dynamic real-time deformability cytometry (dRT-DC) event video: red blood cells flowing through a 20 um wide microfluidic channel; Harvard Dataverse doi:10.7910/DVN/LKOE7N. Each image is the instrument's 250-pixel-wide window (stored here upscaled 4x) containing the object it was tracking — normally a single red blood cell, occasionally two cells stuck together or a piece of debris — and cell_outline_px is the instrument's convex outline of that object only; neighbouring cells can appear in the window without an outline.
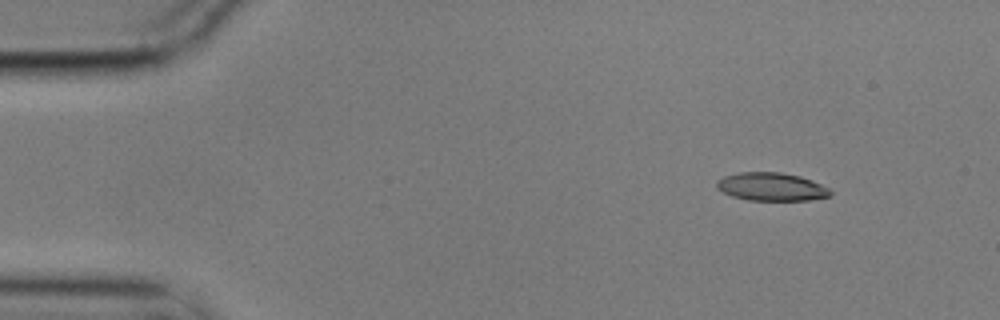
{"species": "common noctule bat (a hibernating species)", "species_latin": "Nyctalus noctula", "temperature_condition": "cold", "stored_images_in_passage": 5, "camera_frame_rate_fps": 3000, "um_per_image_px": 0.085, "animal": {"sex": "male", "body_mass_g": 17.9}, "frame": {"image": 1, "passage_image": 2, "time_ms": 0.333, "image_size_px": [1000, 320], "cell_outline_px": [[832, 196], [808, 200], [748, 200], [732, 196], [716, 188], [716, 180], [724, 176], [740, 172], [780, 172], [800, 176], [812, 180], [828, 188], [832, 192]], "centroid_in_image_um": [65.57, 15.87], "position_along_channel_um": 19.4, "area_um2": 18.67}}
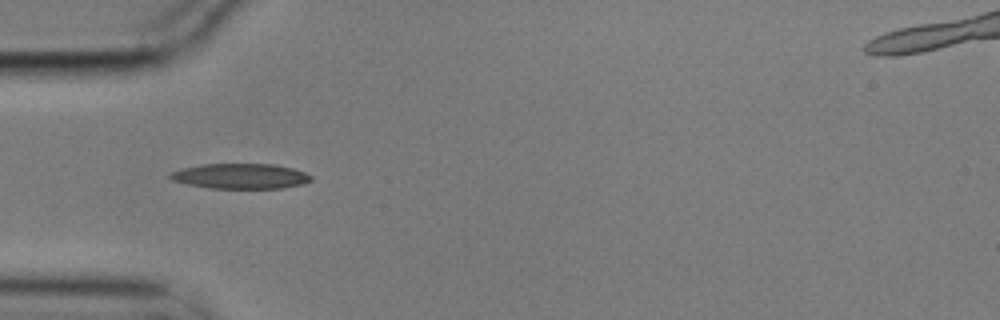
{"frame": {"image": 2, "passage_image": 5, "time_ms": 1.333, "image_size_px": [1000, 320], "cell_outline_px": [[312, 180], [300, 184], [280, 188], [208, 188], [188, 184], [172, 180], [168, 176], [172, 172], [184, 168], [204, 164], [272, 164], [292, 168], [304, 172], [312, 176]], "centroid_in_image_um": [20.44, 14.97], "position_along_channel_um": 64.6, "area_um2": 20.4}}